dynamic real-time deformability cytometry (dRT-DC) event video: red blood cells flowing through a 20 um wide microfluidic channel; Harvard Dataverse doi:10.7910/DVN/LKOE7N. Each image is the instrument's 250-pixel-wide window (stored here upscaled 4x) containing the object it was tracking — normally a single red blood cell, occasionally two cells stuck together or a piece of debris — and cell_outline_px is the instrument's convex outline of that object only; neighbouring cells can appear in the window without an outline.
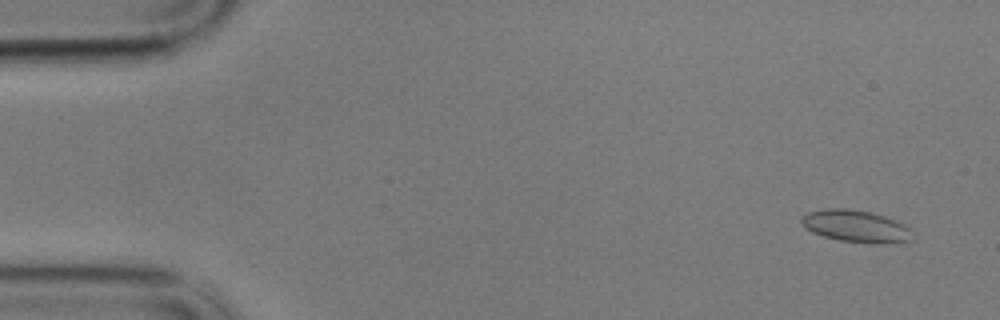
{"species": "common noctule bat (a hibernating species)", "species_latin": "Nyctalus noctula", "temperature_condition": "cold", "stored_images_in_passage": 61, "segment_of_instrument_passage": [1, 2], "camera_frame_rate_fps": 3000, "um_per_image_px": 0.085, "animal": {"sex": "male", "body_mass_g": 17.9}, "frame": {"image": 1, "passage_image": 4, "time_ms": 1.0, "image_size_px": [1000, 320], "cell_outline_px": [[908, 240], [876, 244], [872, 244], [840, 240], [824, 236], [812, 232], [800, 220], [808, 212], [828, 208], [844, 208], [868, 212], [884, 216], [904, 224], [908, 228]], "centroid_in_image_um": [72.69, 19.22], "position_along_channel_um": 12.3, "area_um2": 20.0}}
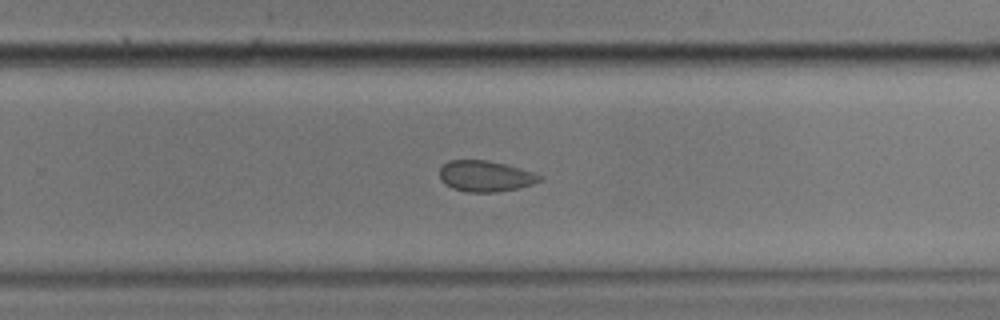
{"frame": {"image": 2, "passage_image": 39, "time_ms": 12.667, "image_size_px": [1000, 320], "cell_outline_px": [[544, 180], [520, 188], [496, 192], [464, 192], [452, 188], [444, 184], [440, 180], [440, 168], [448, 160], [488, 160], [508, 164], [544, 176]], "centroid_in_image_um": [41.27, 14.97], "position_along_channel_um": 288.5, "area_um2": 18.38}}
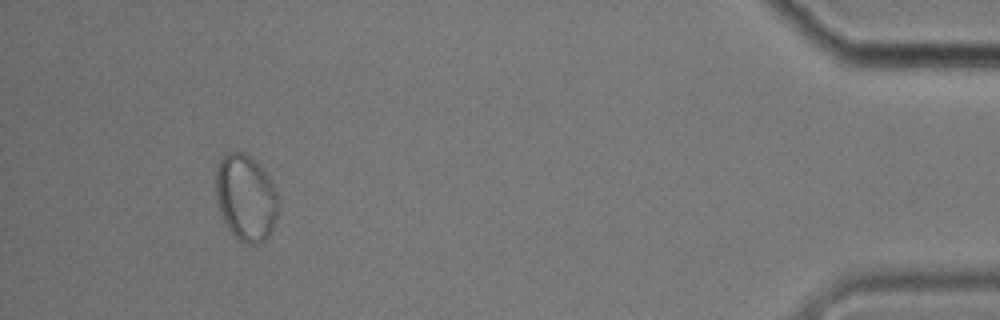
{"frame": {"image": 3, "passage_image": 56, "time_ms": 18.333, "image_size_px": [1000, 320], "cell_outline_px": [[276, 216], [272, 228], [268, 236], [260, 244], [244, 244], [236, 240], [228, 228], [220, 212], [216, 196], [216, 168], [220, 160], [228, 152], [244, 152], [252, 156], [268, 176], [276, 192]], "centroid_in_image_um": [20.86, 16.81], "position_along_channel_um": 414.3, "area_um2": 31.27}}